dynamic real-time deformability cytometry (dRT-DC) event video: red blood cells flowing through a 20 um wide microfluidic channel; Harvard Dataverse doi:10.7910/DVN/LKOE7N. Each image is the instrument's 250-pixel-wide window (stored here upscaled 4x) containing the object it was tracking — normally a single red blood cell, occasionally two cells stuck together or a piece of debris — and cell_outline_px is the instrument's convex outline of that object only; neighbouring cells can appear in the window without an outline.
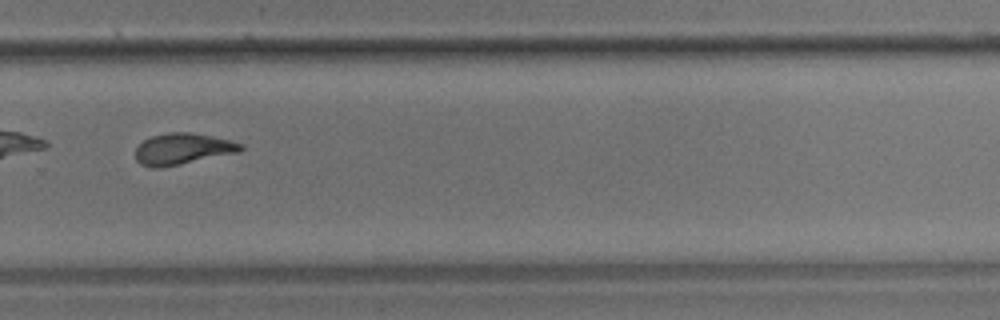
{"species": "common noctule bat (a hibernating species)", "species_latin": "Nyctalus noctula", "temperature_condition": "room temperature", "stored_images_in_passage": 14, "camera_frame_rate_fps": 3000, "um_per_image_px": 0.085, "animal": {"sex": "male", "body_mass_g": 17.9}, "frame": {"image": 1, "passage_image": 10, "time_ms": 3.0, "image_size_px": [1000, 320], "cell_outline_px": [[244, 148], [240, 152], [160, 168], [152, 168], [140, 164], [136, 160], [136, 148], [144, 140], [152, 136], [168, 132], [188, 132], [212, 136], [244, 144]], "centroid_in_image_um": [15.52, 12.66], "position_along_channel_um": 314.3, "area_um2": 19.13}}